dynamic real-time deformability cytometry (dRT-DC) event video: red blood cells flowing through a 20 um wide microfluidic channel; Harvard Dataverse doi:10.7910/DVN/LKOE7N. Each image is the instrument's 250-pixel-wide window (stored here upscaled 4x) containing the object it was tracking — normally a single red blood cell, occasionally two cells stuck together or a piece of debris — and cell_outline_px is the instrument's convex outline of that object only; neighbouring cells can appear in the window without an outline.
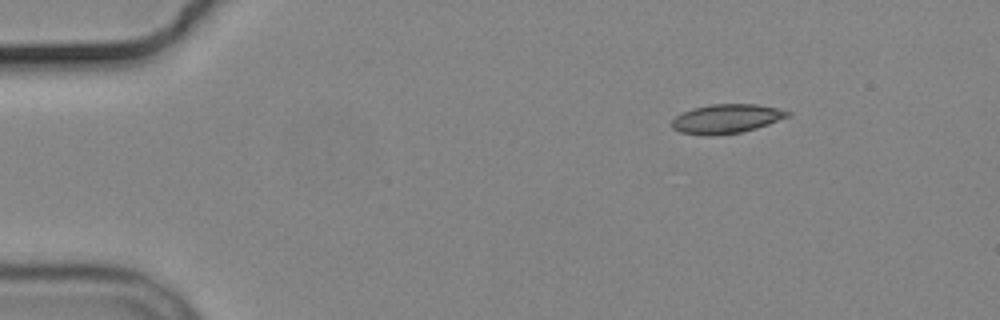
{"species": "common noctule bat (a hibernating species)", "species_latin": "Nyctalus noctula", "temperature_condition": "cold", "stored_images_in_passage": 3, "camera_frame_rate_fps": 3000, "um_per_image_px": 0.085, "animal": {"sex": "male", "body_mass_g": 19.2, "forearm_length_mm": 51.8}, "frame": {"image": 1, "passage_image": 3, "time_ms": 2.667, "image_size_px": [1000, 320], "cell_outline_px": [[792, 112], [788, 116], [768, 124], [756, 128], [740, 132], [712, 136], [708, 136], [680, 132], [672, 128], [672, 120], [676, 116], [692, 108], [712, 104], [756, 104], [776, 108]], "centroid_in_image_um": [61.72, 10.09], "position_along_channel_um": 23.3, "area_um2": 19.48}}